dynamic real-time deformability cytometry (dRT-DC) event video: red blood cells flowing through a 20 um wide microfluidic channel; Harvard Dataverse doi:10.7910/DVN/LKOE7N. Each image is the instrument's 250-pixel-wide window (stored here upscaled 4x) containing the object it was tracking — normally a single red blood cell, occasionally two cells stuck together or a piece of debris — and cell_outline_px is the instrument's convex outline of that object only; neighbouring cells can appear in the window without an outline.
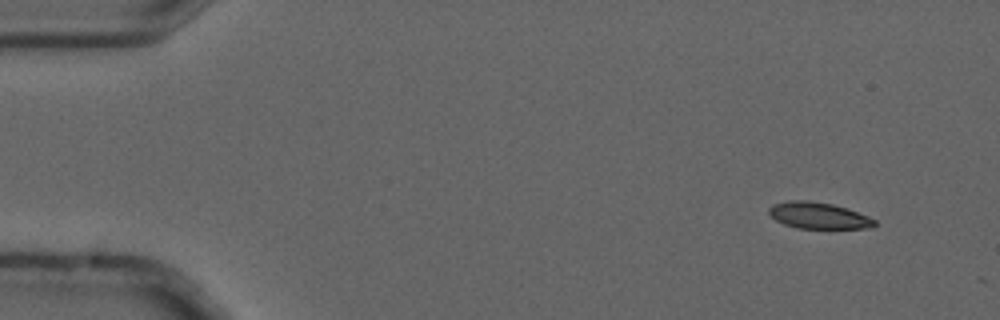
{"species": "common noctule bat (a hibernating species)", "species_latin": "Nyctalus noctula", "temperature_condition": "cold", "stored_images_in_passage": 6, "camera_frame_rate_fps": 3000, "um_per_image_px": 0.085, "animal": {"sex": "male", "forearm_length_mm": 52.5}, "frame": {"image": 1, "passage_image": 2, "time_ms": 0.333, "image_size_px": [1000, 320], "cell_outline_px": [[876, 224], [872, 228], [800, 228], [784, 224], [776, 220], [768, 212], [768, 208], [772, 204], [788, 200], [808, 200], [832, 204], [848, 208], [868, 216], [876, 220]], "centroid_in_image_um": [69.57, 18.31], "position_along_channel_um": 15.4, "area_um2": 16.3}}